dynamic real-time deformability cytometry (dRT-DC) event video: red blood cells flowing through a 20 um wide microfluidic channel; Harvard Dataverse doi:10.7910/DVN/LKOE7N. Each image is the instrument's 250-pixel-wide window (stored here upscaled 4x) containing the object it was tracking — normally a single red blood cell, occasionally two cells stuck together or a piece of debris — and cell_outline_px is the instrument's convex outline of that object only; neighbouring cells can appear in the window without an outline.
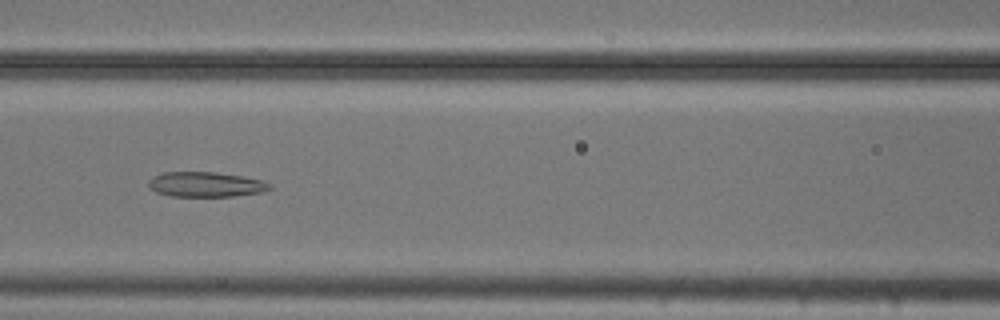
{"species": "common noctule bat (a hibernating species)", "species_latin": "Nyctalus noctula", "temperature_condition": "cold", "stored_images_in_passage": 34, "camera_frame_rate_fps": 3000, "um_per_image_px": 0.085, "animal": {"sex": "male", "body_mass_g": 20.5, "forearm_length_mm": 52.5}, "frame": {"image": 1, "passage_image": 9, "time_ms": 2.667, "image_size_px": [1000, 320], "cell_outline_px": [[272, 188], [264, 192], [232, 196], [172, 196], [156, 192], [148, 184], [148, 180], [152, 176], [164, 172], [216, 172], [244, 176], [260, 180], [272, 184]], "centroid_in_image_um": [17.51, 15.67], "position_along_channel_um": 149.1, "area_um2": 17.69}}
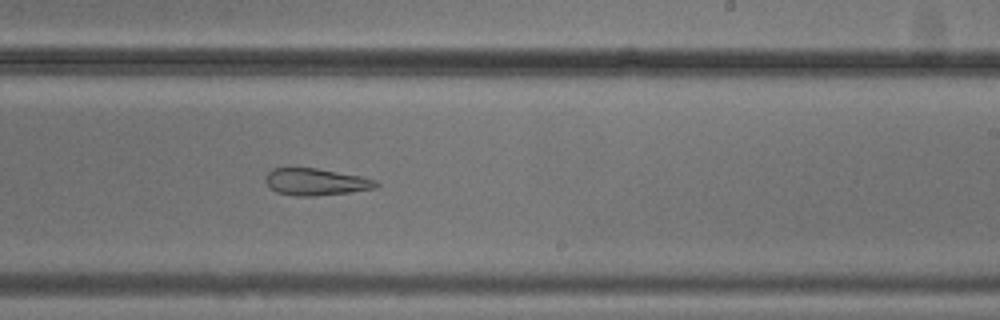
{"frame": {"image": 2, "passage_image": 18, "time_ms": 5.667, "image_size_px": [1000, 320], "cell_outline_px": [[380, 184], [376, 188], [348, 192], [312, 196], [292, 196], [276, 192], [264, 180], [264, 176], [272, 168], [316, 168], [360, 176], [376, 180]], "centroid_in_image_um": [26.82, 15.46], "position_along_channel_um": 262.2, "area_um2": 17.28}}
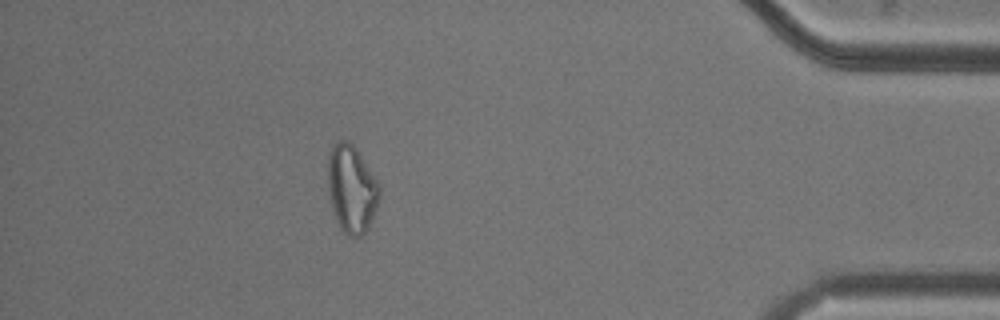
{"frame": {"image": 3, "passage_image": 33, "time_ms": 10.667, "image_size_px": [1000, 320], "cell_outline_px": [[380, 196], [372, 220], [368, 228], [360, 236], [352, 236], [344, 232], [340, 228], [336, 220], [332, 208], [328, 188], [328, 156], [336, 140], [348, 140], [356, 148], [380, 184]], "centroid_in_image_um": [29.89, 16.04], "position_along_channel_um": 405.3, "area_um2": 26.3}}